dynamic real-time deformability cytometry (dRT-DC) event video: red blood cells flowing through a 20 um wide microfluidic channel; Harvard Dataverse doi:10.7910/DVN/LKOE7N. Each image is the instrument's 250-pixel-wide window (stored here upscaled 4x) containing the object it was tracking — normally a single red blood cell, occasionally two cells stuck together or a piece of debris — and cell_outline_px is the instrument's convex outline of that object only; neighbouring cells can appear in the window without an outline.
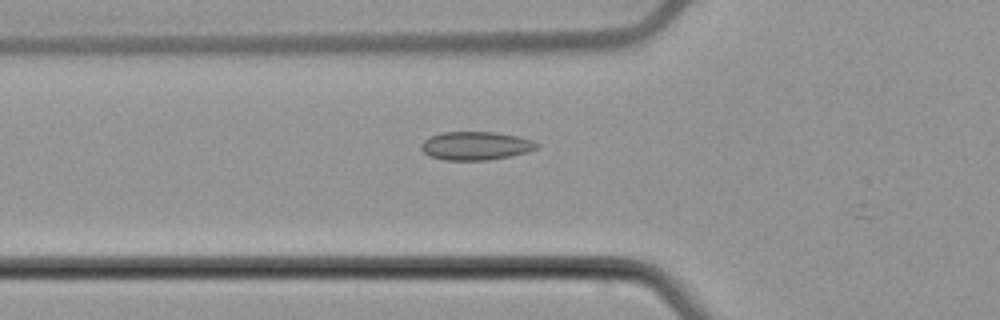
{"species": "common noctule bat (a hibernating species)", "species_latin": "Nyctalus noctula", "temperature_condition": "cold", "stored_images_in_passage": 10, "camera_frame_rate_fps": 3000, "um_per_image_px": 0.085, "animal": {"sex": "male", "body_mass_g": 21.5, "forearm_length_mm": 52.0}, "frame": {"image": 1, "passage_image": 8, "time_ms": 2.333, "image_size_px": [1000, 320], "cell_outline_px": [[540, 144], [536, 148], [528, 152], [488, 160], [444, 160], [432, 156], [424, 152], [420, 148], [420, 144], [424, 140], [440, 132], [496, 132], [516, 136], [532, 140]], "centroid_in_image_um": [40.43, 12.39], "position_along_channel_um": 85.4, "area_um2": 19.02}}